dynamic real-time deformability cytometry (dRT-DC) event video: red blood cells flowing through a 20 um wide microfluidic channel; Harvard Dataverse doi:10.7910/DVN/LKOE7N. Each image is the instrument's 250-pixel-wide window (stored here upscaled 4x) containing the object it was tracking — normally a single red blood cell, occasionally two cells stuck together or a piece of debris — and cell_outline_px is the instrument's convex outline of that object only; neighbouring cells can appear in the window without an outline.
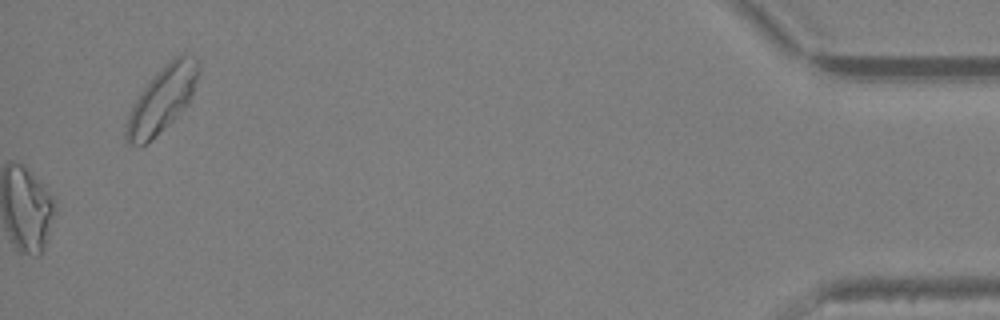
{"species": "Egyptian fruit bat (a non-hibernating species)", "species_latin": "Rousettus aegyptiacus", "temperature_condition": "warm", "stored_images_in_passage": 37, "camera_frame_rate_fps": 3000, "um_per_image_px": 0.085, "animal": {"sex": "female"}, "frame": {"image": 1, "passage_image": 37, "time_ms": 12.0, "image_size_px": [1000, 320], "cell_outline_px": [[200, 72], [192, 96], [188, 104], [164, 128], [140, 148], [128, 144], [124, 140], [124, 132], [128, 116], [140, 92], [152, 76], [164, 64], [180, 52], [192, 56], [200, 60]], "centroid_in_image_um": [13.79, 8.42], "position_along_channel_um": 421.4, "area_um2": 27.86}}